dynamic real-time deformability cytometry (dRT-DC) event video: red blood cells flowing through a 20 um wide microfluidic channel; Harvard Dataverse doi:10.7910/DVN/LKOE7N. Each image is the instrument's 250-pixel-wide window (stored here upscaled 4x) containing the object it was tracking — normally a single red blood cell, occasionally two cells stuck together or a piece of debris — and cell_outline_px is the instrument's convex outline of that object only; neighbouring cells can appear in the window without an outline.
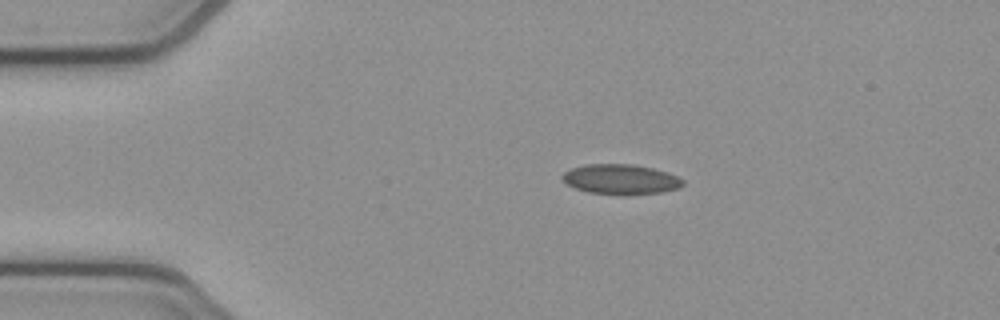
{"species": "common noctule bat (a hibernating species)", "species_latin": "Nyctalus noctula", "temperature_condition": "cold", "stored_images_in_passage": 43, "camera_frame_rate_fps": 3000, "um_per_image_px": 0.085, "animal": {"sex": "female", "body_mass_g": 21.9}, "frame": {"image": 1, "passage_image": 1, "time_ms": 0.0, "image_size_px": [1000, 320], "cell_outline_px": [[684, 184], [680, 188], [660, 192], [624, 196], [588, 192], [576, 188], [568, 184], [560, 176], [564, 172], [572, 168], [584, 164], [632, 164], [652, 168], [668, 172], [684, 180]], "centroid_in_image_um": [52.78, 15.25], "position_along_channel_um": 32.2, "area_um2": 21.27}}
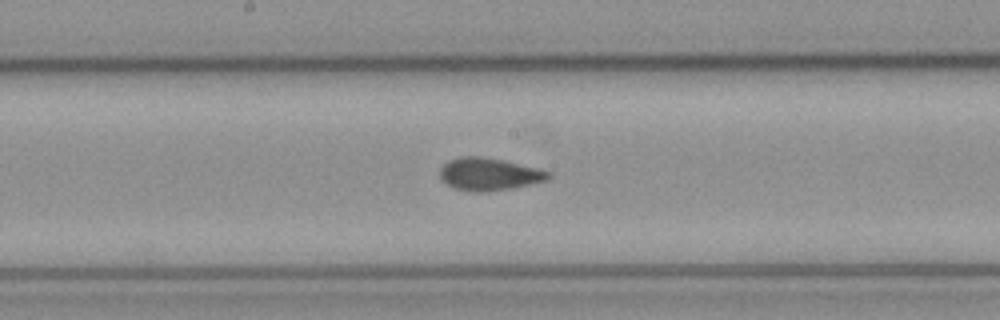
{"frame": {"image": 2, "passage_image": 18, "time_ms": 5.667, "image_size_px": [1000, 320], "cell_outline_px": [[552, 176], [548, 180], [512, 188], [484, 192], [472, 192], [452, 188], [440, 180], [440, 168], [448, 160], [460, 156], [480, 156], [504, 160], [540, 168], [552, 172]], "centroid_in_image_um": [41.57, 14.8], "position_along_channel_um": 206.6, "area_um2": 20.98}}
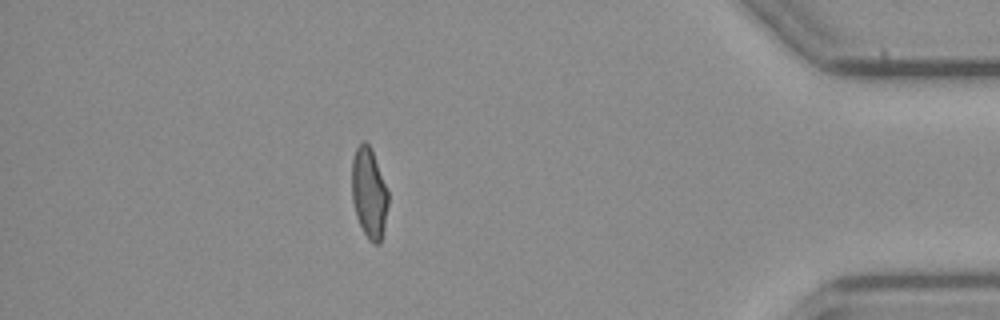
{"frame": {"image": 3, "passage_image": 37, "time_ms": 12.0, "image_size_px": [1000, 320], "cell_outline_px": [[388, 204], [384, 228], [380, 244], [372, 244], [368, 240], [356, 216], [352, 200], [352, 160], [356, 148], [360, 140], [364, 140], [372, 148], [388, 192]], "centroid_in_image_um": [31.36, 16.39], "position_along_channel_um": 403.8, "area_um2": 19.31}, "authors_computed_cell_mechanics": {"area_um2": 20.1144, "velocity_mm_per_s": 3.8763, "shape_relaxation_time_tau1_ms": 10.9457, "shape_relaxation_time_tau2_ms": 1.5971, "deformation_change_tau1": 0.2035, "deformation_change_tau2": 0.061}}